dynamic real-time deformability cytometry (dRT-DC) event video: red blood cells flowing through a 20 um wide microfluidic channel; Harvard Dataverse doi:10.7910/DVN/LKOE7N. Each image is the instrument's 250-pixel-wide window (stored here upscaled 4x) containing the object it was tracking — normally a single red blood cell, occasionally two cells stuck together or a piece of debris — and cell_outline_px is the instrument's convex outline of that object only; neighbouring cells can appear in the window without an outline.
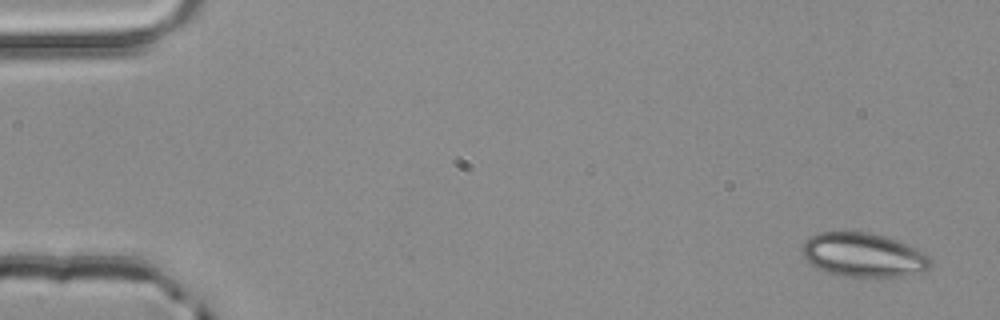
{"species": "common noctule bat (a hibernating species)", "species_latin": "Nyctalus noctula", "temperature_condition": "room temperature", "stored_images_in_passage": 4, "camera_frame_rate_fps": 3000, "um_per_image_px": 0.085, "animal": {"sex": "male", "body_mass_g": 20.4}, "frame": {"image": 1, "passage_image": 1, "time_ms": 0.0, "image_size_px": [1000, 320], "cell_outline_px": [[932, 264], [928, 268], [904, 276], [876, 280], [844, 276], [828, 272], [816, 268], [804, 256], [804, 240], [808, 236], [820, 232], [868, 232], [884, 236], [896, 240], [916, 248], [924, 252], [928, 256]], "centroid_in_image_um": [73.4, 21.71], "position_along_channel_um": 11.6, "area_um2": 33.29}}